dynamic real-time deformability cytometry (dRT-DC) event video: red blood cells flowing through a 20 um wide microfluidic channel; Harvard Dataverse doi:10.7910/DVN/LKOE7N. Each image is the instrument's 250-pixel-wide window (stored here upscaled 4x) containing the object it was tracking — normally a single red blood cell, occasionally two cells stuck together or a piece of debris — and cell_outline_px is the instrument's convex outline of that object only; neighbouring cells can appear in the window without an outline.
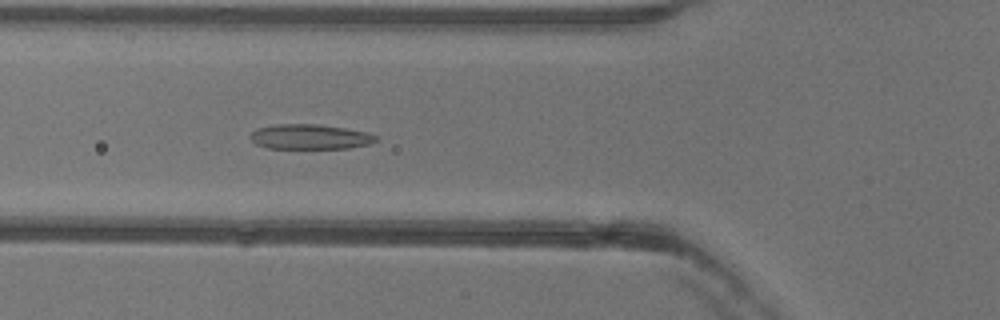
{"species": "common noctule bat (a hibernating species)", "species_latin": "Nyctalus noctula", "temperature_condition": "warm", "stored_images_in_passage": 52, "camera_frame_rate_fps": 3000, "um_per_image_px": 0.085, "animal": {"sex": "female"}, "frame": {"image": 1, "passage_image": 18, "time_ms": 5.667, "image_size_px": [1000, 320], "cell_outline_px": [[380, 140], [368, 144], [348, 148], [268, 148], [256, 144], [248, 136], [256, 128], [276, 124], [320, 124], [368, 132], [380, 136]], "centroid_in_image_um": [26.38, 11.62], "position_along_channel_um": 99.4, "area_um2": 18.44}}
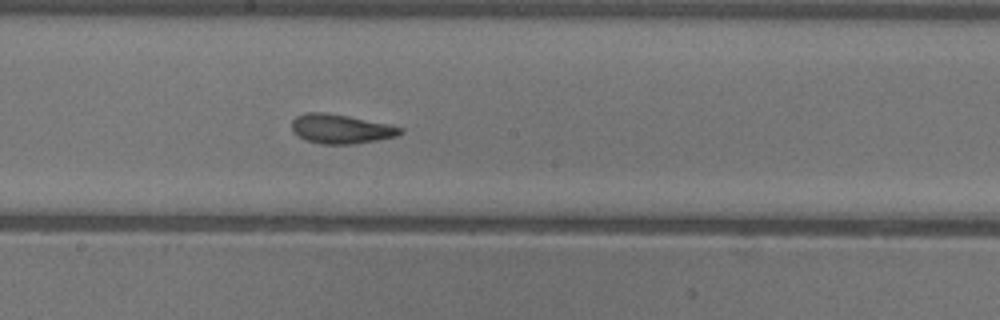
{"frame": {"image": 2, "passage_image": 27, "time_ms": 8.667, "image_size_px": [1000, 320], "cell_outline_px": [[404, 132], [396, 136], [376, 140], [352, 144], [320, 144], [304, 140], [292, 132], [292, 120], [296, 116], [304, 112], [324, 112], [348, 116], [388, 124], [404, 128]], "centroid_in_image_um": [28.94, 10.95], "position_along_channel_um": 219.3, "area_um2": 18.61}}
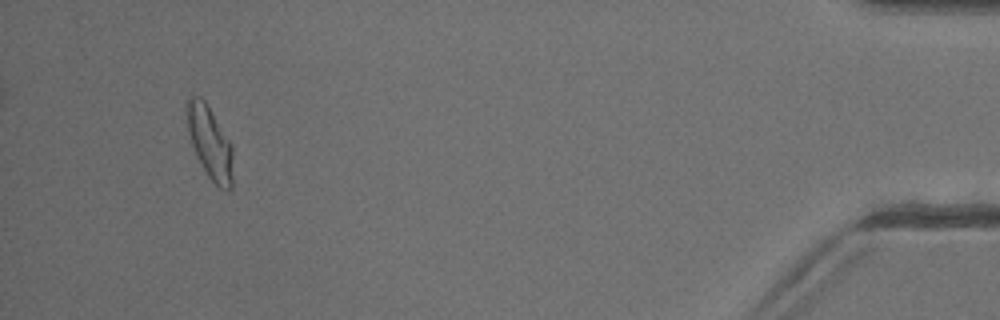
{"frame": {"image": 3, "passage_image": 48, "time_ms": 15.667, "image_size_px": [1000, 320], "cell_outline_px": [[232, 188], [228, 192], [220, 188], [208, 176], [196, 156], [188, 132], [184, 112], [184, 108], [188, 100], [192, 96], [200, 96], [204, 100], [232, 144]], "centroid_in_image_um": [17.82, 12.11], "position_along_channel_um": 417.4, "area_um2": 19.59}, "authors_computed_cell_mechanics": {"area_um2": 18.9006, "velocity_mm_per_s": 3.9753, "shape_relaxation_time_tau1_ms": null, "shape_relaxation_time_tau2_ms": 1.7404, "deformation_change_tau1": null, "deformation_change_tau2": 0.098}}